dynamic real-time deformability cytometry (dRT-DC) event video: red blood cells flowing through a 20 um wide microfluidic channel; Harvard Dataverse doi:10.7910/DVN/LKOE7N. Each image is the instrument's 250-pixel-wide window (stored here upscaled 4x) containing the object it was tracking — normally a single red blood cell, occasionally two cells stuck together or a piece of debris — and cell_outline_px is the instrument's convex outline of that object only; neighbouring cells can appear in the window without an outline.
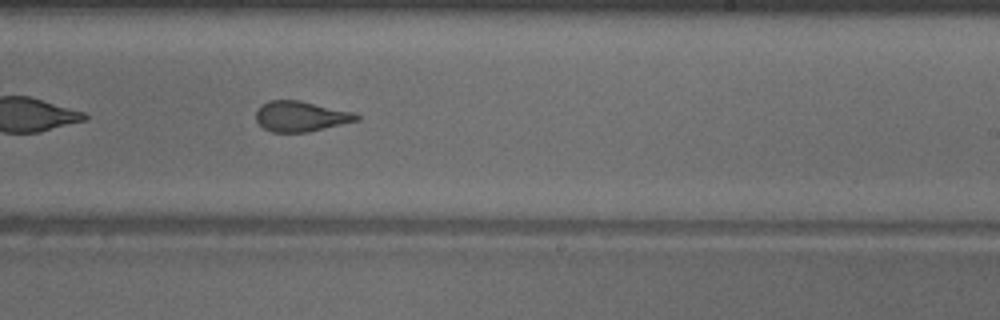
{"species": "common noctule bat (a hibernating species)", "species_latin": "Nyctalus noctula", "temperature_condition": "warm", "stored_images_in_passage": 48, "camera_frame_rate_fps": 3000, "um_per_image_px": 0.085, "animal": {"sex": "male", "body_mass_g": 18.8}, "frame": {"image": 1, "passage_image": 28, "time_ms": 9.0, "image_size_px": [1000, 320], "cell_outline_px": [[360, 120], [308, 132], [272, 132], [264, 128], [256, 120], [256, 112], [260, 104], [268, 100], [300, 100], [352, 112], [360, 116]], "centroid_in_image_um": [25.54, 9.88], "position_along_channel_um": 263.5, "area_um2": 17.8}}
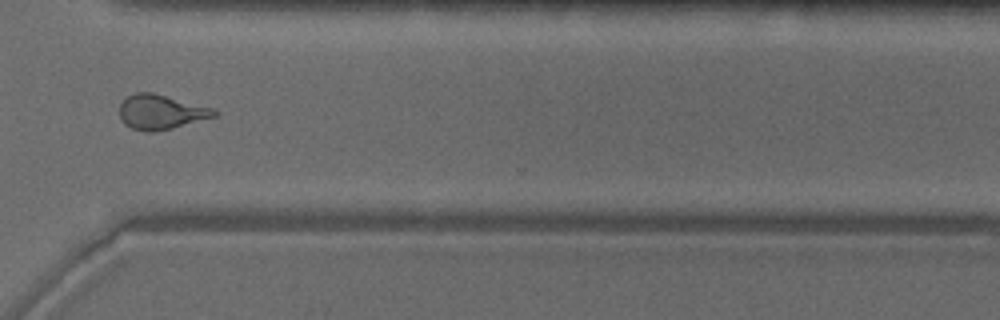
{"frame": {"image": 2, "passage_image": 35, "time_ms": 11.333, "image_size_px": [1000, 320], "cell_outline_px": [[216, 116], [172, 128], [152, 132], [144, 132], [132, 128], [124, 124], [120, 116], [120, 104], [128, 96], [136, 92], [152, 92], [212, 108], [216, 112]], "centroid_in_image_um": [13.64, 9.52], "position_along_channel_um": 357.0, "area_um2": 18.84}, "authors_computed_cell_mechanics": {"area_um2": 19.5364, "velocity_mm_per_s": 4.0081, "shape_relaxation_time_tau1_ms": null, "shape_relaxation_time_tau2_ms": 1.2541, "deformation_change_tau1": null, "deformation_change_tau2": 0.098}}